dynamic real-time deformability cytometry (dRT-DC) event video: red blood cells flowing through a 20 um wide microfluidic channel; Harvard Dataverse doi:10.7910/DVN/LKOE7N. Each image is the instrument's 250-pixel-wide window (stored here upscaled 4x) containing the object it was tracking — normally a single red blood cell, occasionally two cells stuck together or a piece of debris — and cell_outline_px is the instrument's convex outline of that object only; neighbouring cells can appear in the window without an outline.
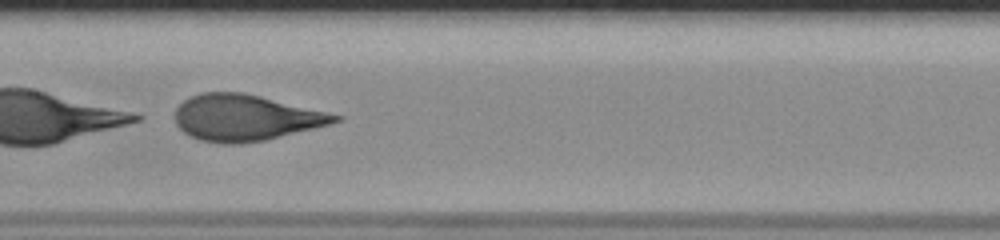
{"species": "human", "species_latin": "Homo sapiens", "temperature_condition": "room temperature", "stored_images_in_passage": 49, "camera_frame_rate_fps": 3000, "um_per_image_px": 0.085, "donor": {"sex": "male"}, "frame": {"image": 1, "passage_image": 26, "time_ms": 8.333, "image_size_px": [1000, 240], "cell_outline_px": [[344, 116], [340, 120], [328, 124], [264, 140], [240, 144], [224, 144], [200, 140], [184, 132], [176, 124], [176, 108], [184, 100], [200, 92], [240, 92], [260, 96]], "centroid_in_image_um": [20.83, 10.0], "position_along_channel_um": 186.6, "area_um2": 42.43}}